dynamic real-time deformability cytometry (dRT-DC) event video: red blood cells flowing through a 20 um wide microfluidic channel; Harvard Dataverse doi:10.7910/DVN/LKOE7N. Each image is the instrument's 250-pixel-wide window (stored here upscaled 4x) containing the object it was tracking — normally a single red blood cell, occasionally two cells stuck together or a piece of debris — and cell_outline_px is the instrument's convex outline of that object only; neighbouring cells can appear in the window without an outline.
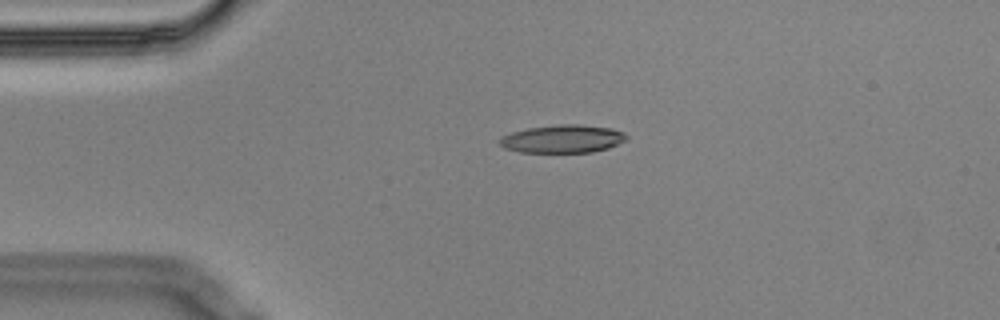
{"species": "Egyptian fruit bat (a non-hibernating species)", "species_latin": "Rousettus aegyptiacus", "temperature_condition": "cold", "stored_images_in_passage": 6, "segment_of_instrument_passage": [1, 2], "camera_frame_rate_fps": 3000, "um_per_image_px": 0.085, "animal": {"sex": "male"}, "frame": {"image": 1, "passage_image": 4, "time_ms": 1.0, "image_size_px": [1000, 320], "cell_outline_px": [[628, 140], [608, 148], [592, 152], [520, 152], [504, 148], [500, 144], [500, 136], [512, 132], [528, 128], [560, 124], [580, 124], [612, 128], [624, 132], [628, 136]], "centroid_in_image_um": [47.86, 11.8], "position_along_channel_um": 37.1, "area_um2": 20.81}}